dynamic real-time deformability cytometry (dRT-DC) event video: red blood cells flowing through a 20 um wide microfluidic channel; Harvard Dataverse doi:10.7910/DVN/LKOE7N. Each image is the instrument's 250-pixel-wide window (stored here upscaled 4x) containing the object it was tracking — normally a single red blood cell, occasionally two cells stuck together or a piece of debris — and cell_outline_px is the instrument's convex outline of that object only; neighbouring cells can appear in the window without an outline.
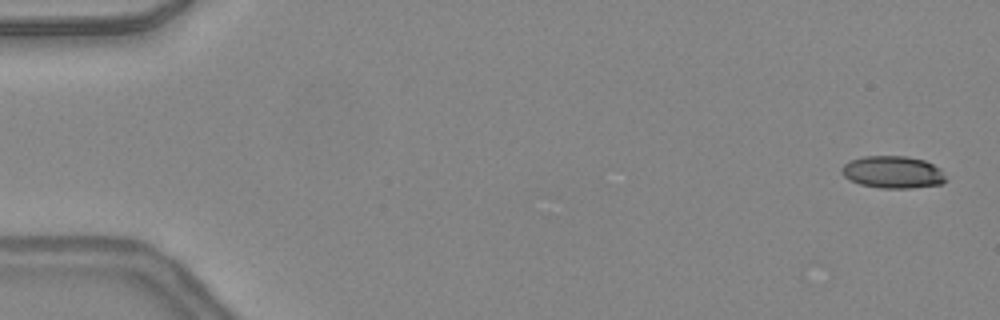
{"species": "common noctule bat (a hibernating species)", "species_latin": "Nyctalus noctula", "temperature_condition": "warm", "stored_images_in_passage": 48, "camera_frame_rate_fps": 3000, "um_per_image_px": 0.085, "animal": {"sex": "female", "body_mass_g": 24.6, "forearm_length_mm": 56.2}, "frame": {"image": 1, "passage_image": 2, "time_ms": 0.333, "image_size_px": [1000, 320], "cell_outline_px": [[948, 180], [940, 184], [912, 188], [880, 188], [860, 184], [848, 180], [840, 172], [840, 168], [848, 160], [864, 156], [904, 156], [924, 160], [940, 168]], "centroid_in_image_um": [75.86, 14.63], "position_along_channel_um": 9.1, "area_um2": 19.77}}
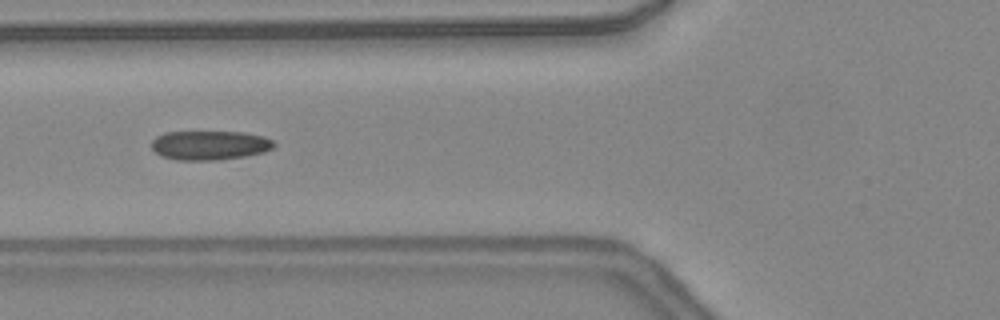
{"frame": {"image": 2, "passage_image": 19, "time_ms": 6.0, "image_size_px": [1000, 320], "cell_outline_px": [[276, 144], [272, 148], [264, 152], [248, 156], [220, 160], [176, 160], [160, 156], [152, 148], [152, 140], [156, 136], [164, 132], [244, 132], [264, 136], [272, 140]], "centroid_in_image_um": [17.83, 12.35], "position_along_channel_um": 108.0, "area_um2": 21.1}}
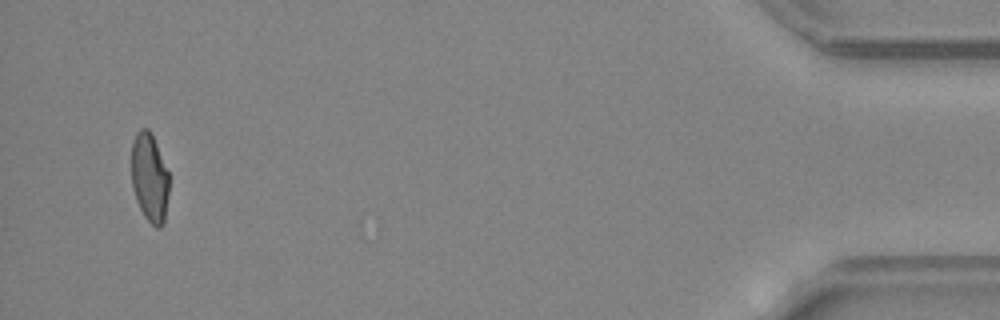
{"frame": {"image": 3, "passage_image": 46, "time_ms": 15.0, "image_size_px": [1000, 320], "cell_outline_px": [[168, 196], [164, 224], [160, 228], [156, 228], [144, 216], [136, 200], [132, 188], [132, 140], [136, 132], [140, 128], [148, 128], [152, 132], [168, 172]], "centroid_in_image_um": [12.71, 15.08], "position_along_channel_um": 422.5, "area_um2": 19.65}, "authors_computed_cell_mechanics": {"area_um2": 20.5768, "velocity_mm_per_s": 4.4033, "shape_relaxation_time_tau1_ms": null, "shape_relaxation_time_tau2_ms": 1.3981, "deformation_change_tau1": null, "deformation_change_tau2": 0.093}}